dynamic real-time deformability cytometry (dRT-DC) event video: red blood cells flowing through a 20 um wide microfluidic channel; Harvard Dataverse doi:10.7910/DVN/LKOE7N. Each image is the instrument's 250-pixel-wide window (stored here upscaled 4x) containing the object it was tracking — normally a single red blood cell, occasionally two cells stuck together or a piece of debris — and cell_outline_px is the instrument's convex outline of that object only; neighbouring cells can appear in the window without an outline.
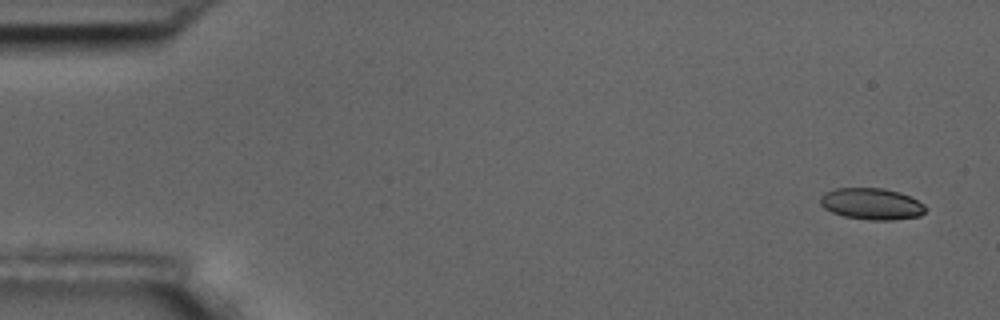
{"species": "common noctule bat (a hibernating species)", "species_latin": "Nyctalus noctula", "temperature_condition": "room temperature", "stored_images_in_passage": 5, "camera_frame_rate_fps": 3000, "um_per_image_px": 0.085, "animal": {"sex": "male", "body_mass_g": 17.5, "forearm_length_mm": 52.3}, "frame": {"image": 1, "passage_image": 1, "time_ms": 0.0, "image_size_px": [1000, 320], "cell_outline_px": [[928, 208], [920, 216], [892, 220], [868, 220], [844, 216], [832, 212], [824, 208], [820, 204], [820, 196], [824, 192], [836, 188], [884, 188], [900, 192], [924, 204]], "centroid_in_image_um": [74.08, 17.33], "position_along_channel_um": 10.9, "area_um2": 19.42}}
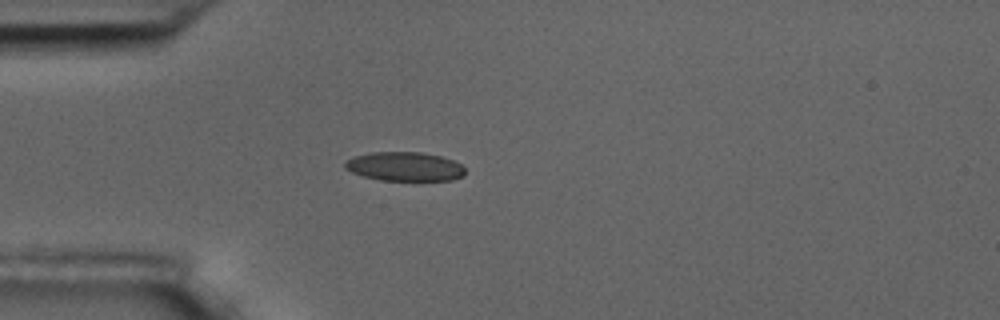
{"frame": {"image": 2, "passage_image": 4, "time_ms": 4.333, "image_size_px": [1000, 320], "cell_outline_px": [[464, 176], [452, 180], [380, 180], [364, 176], [352, 172], [344, 168], [344, 164], [348, 160], [356, 156], [372, 152], [420, 152], [440, 156], [452, 160], [460, 164], [464, 168]], "centroid_in_image_um": [34.41, 14.15], "position_along_channel_um": 50.6, "area_um2": 20.11}}